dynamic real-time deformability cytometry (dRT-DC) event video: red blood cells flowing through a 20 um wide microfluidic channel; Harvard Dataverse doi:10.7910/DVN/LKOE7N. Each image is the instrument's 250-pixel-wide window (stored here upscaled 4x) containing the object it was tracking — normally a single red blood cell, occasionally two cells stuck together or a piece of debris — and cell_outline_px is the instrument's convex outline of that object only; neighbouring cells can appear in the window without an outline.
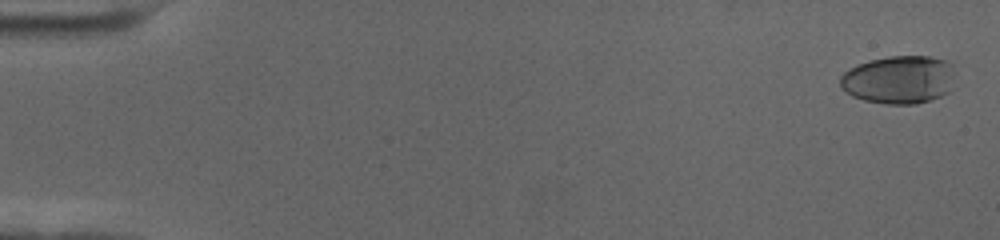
{"species": "human", "species_latin": "Homo sapiens", "temperature_condition": "cold", "stored_images_in_passage": 60, "camera_frame_rate_fps": 3000, "um_per_image_px": 0.085, "donor": {"sex": "female"}, "frame": {"image": 1, "passage_image": 2, "time_ms": 0.333, "image_size_px": [1000, 240], "cell_outline_px": [[952, 72], [948, 92], [932, 100], [916, 104], [884, 104], [864, 100], [852, 96], [840, 84], [840, 76], [844, 72], [856, 64], [868, 60], [892, 56], [928, 56], [948, 60], [952, 64]], "centroid_in_image_um": [76.38, 6.76], "position_along_channel_um": 8.6, "area_um2": 32.14}}
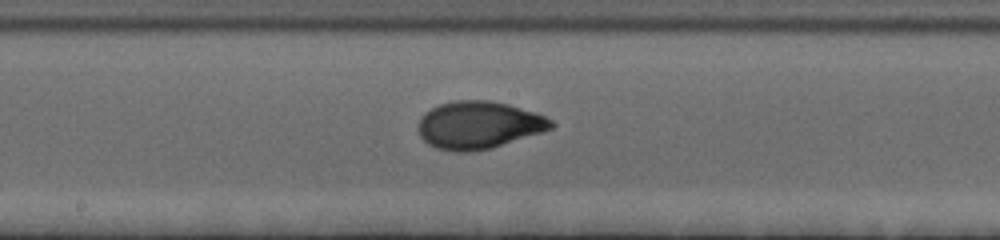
{"frame": {"image": 2, "passage_image": 33, "time_ms": 10.667, "image_size_px": [1000, 240], "cell_outline_px": [[556, 124], [552, 128], [492, 148], [468, 152], [452, 152], [436, 148], [428, 144], [420, 136], [416, 128], [420, 116], [424, 112], [440, 104], [452, 100], [492, 100], [508, 104], [536, 112], [552, 120]], "centroid_in_image_um": [40.65, 10.62], "position_along_channel_um": 207.6, "area_um2": 37.11}}
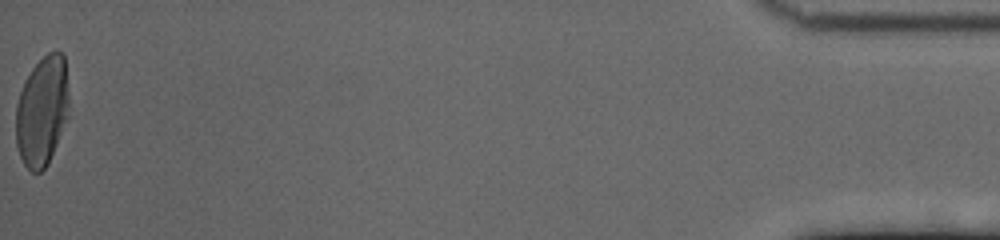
{"frame": {"image": 3, "passage_image": 60, "time_ms": 19.667, "image_size_px": [1000, 240], "cell_outline_px": [[68, 116], [48, 164], [40, 172], [32, 172], [24, 164], [20, 156], [16, 144], [16, 104], [24, 80], [32, 68], [48, 52], [56, 48], [64, 56], [68, 88]], "centroid_in_image_um": [3.57, 9.42], "position_along_channel_um": 431.6, "area_um2": 34.04}, "authors_computed_cell_mechanics": {"area_um2": 34.0153, "velocity_mm_per_s": 3.4947, "shape_relaxation_time_tau1_ms": 4.1017, "shape_relaxation_time_tau2_ms": null, "deformation_change_tau1": 0.1933, "deformation_change_tau2": null}}